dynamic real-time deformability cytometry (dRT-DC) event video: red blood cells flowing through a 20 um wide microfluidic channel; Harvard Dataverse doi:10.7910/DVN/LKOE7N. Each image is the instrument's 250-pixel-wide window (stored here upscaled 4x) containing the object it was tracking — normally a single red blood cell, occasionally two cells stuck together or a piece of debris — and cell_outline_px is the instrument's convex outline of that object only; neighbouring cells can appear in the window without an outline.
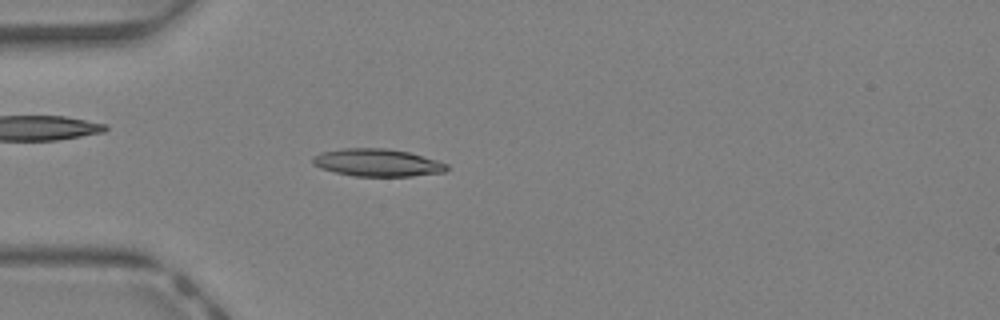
{"species": "Egyptian fruit bat (a non-hibernating species)", "species_latin": "Rousettus aegyptiacus", "temperature_condition": "warm", "stored_images_in_passage": 42, "camera_frame_rate_fps": 3000, "um_per_image_px": 0.085, "animal": {"sex": "female"}, "frame": {"image": 1, "passage_image": 12, "time_ms": 3.667, "image_size_px": [1000, 320], "cell_outline_px": [[448, 168], [444, 172], [412, 176], [352, 176], [320, 168], [312, 164], [312, 156], [320, 152], [344, 148], [388, 148], [408, 152], [436, 160], [448, 164]], "centroid_in_image_um": [32.04, 13.82], "position_along_channel_um": 53.0, "area_um2": 21.56}}
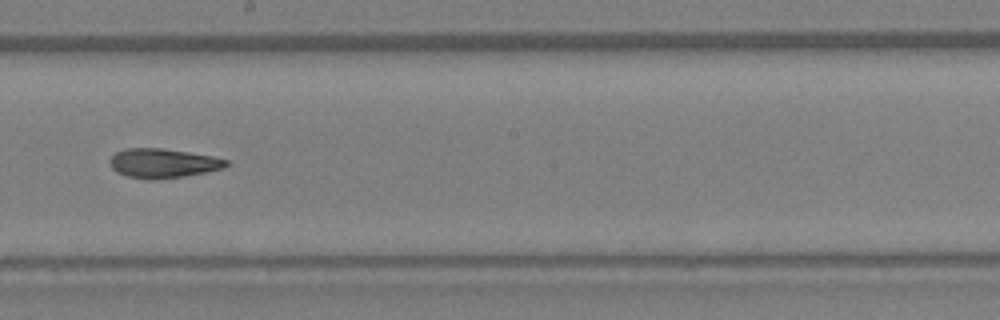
{"frame": {"image": 2, "passage_image": 24, "time_ms": 7.667, "image_size_px": [1000, 320], "cell_outline_px": [[228, 164], [224, 168], [184, 176], [156, 180], [148, 180], [128, 176], [116, 172], [112, 168], [108, 160], [116, 152], [124, 148], [160, 148], [188, 152], [212, 156], [228, 160]], "centroid_in_image_um": [13.82, 13.88], "position_along_channel_um": 234.4, "area_um2": 19.88}}
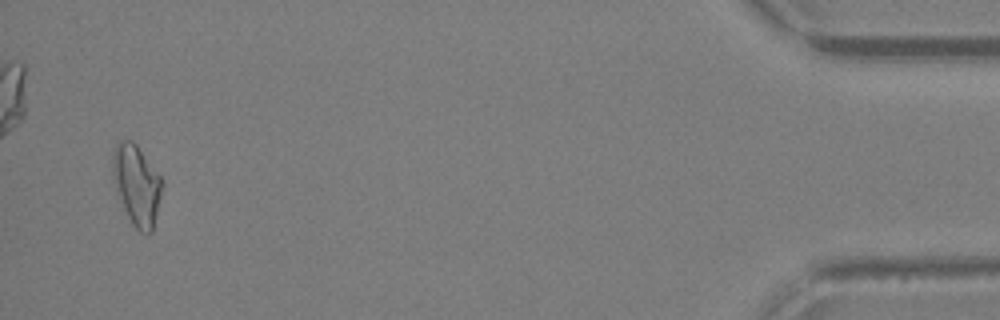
{"frame": {"image": 3, "passage_image": 41, "time_ms": 13.333, "image_size_px": [1000, 320], "cell_outline_px": [[164, 184], [152, 232], [148, 236], [140, 232], [132, 224], [116, 192], [112, 176], [112, 152], [116, 144], [120, 140], [132, 140], [136, 144], [160, 176]], "centroid_in_image_um": [11.61, 15.73], "position_along_channel_um": 423.6, "area_um2": 23.29}, "authors_computed_cell_mechanics": {"area_um2": 20.3745, "velocity_mm_per_s": 4.7987, "shape_relaxation_time_tau1_ms": 7.03, "shape_relaxation_time_tau2_ms": 5.2796, "deformation_change_tau1": 0.2374, "deformation_change_tau2": 0.1773}}